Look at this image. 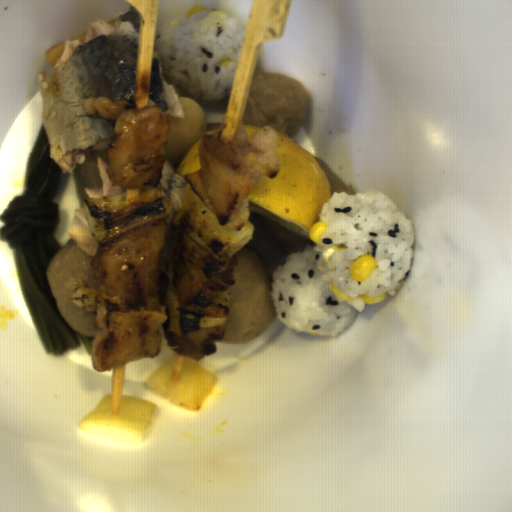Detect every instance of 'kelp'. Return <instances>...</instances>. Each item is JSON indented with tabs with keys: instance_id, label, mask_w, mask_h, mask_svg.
I'll list each match as a JSON object with an SVG mask.
<instances>
[{
	"instance_id": "kelp-1",
	"label": "kelp",
	"mask_w": 512,
	"mask_h": 512,
	"mask_svg": "<svg viewBox=\"0 0 512 512\" xmlns=\"http://www.w3.org/2000/svg\"><path fill=\"white\" fill-rule=\"evenodd\" d=\"M60 174L43 122L26 162L22 190L0 216V241L13 250L22 296L44 351L63 355L81 344L88 356L95 338L78 333L65 321L47 273L50 260L62 249L56 238L59 206L53 201Z\"/></svg>"
}]
</instances>
